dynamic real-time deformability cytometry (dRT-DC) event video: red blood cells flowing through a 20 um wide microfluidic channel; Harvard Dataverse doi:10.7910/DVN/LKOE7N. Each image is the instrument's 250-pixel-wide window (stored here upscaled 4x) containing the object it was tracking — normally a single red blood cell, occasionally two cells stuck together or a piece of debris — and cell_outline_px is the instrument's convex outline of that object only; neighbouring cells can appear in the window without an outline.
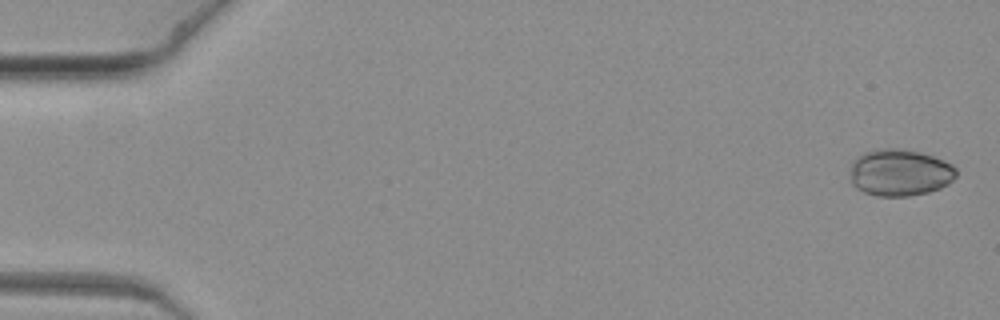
{"species": "common noctule bat (a hibernating species)", "species_latin": "Nyctalus noctula", "temperature_condition": "warm", "stored_images_in_passage": 9, "camera_frame_rate_fps": 3000, "um_per_image_px": 0.085, "animal": {"sex": "female", "body_mass_g": 19.3, "forearm_length_mm": 54.1}, "frame": {"image": 1, "passage_image": 1, "time_ms": 0.0, "image_size_px": [1000, 320], "cell_outline_px": [[956, 176], [948, 184], [940, 188], [928, 192], [908, 196], [876, 196], [864, 192], [856, 188], [852, 184], [852, 160], [856, 156], [864, 152], [880, 148], [896, 148], [920, 152], [944, 160], [952, 164], [956, 168]], "centroid_in_image_um": [76.49, 14.66], "position_along_channel_um": 8.5, "area_um2": 29.02}}
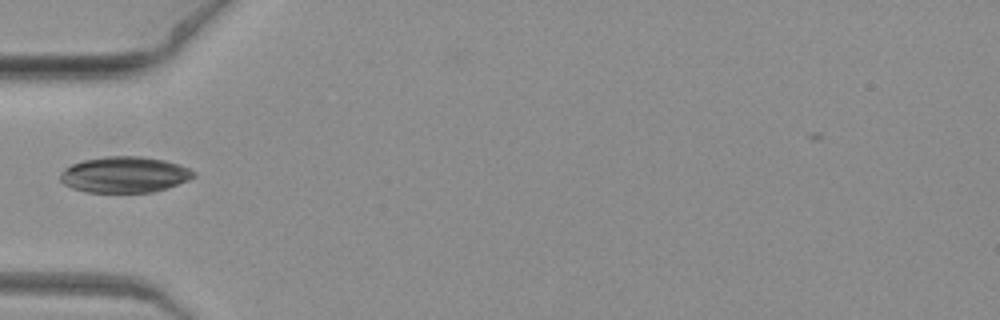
{"frame": {"image": 2, "passage_image": 8, "time_ms": 2.333, "image_size_px": [1000, 320], "cell_outline_px": [[196, 176], [188, 180], [168, 188], [152, 192], [84, 192], [72, 188], [64, 184], [60, 180], [60, 172], [72, 164], [84, 160], [104, 156], [140, 156], [164, 160], [180, 164], [196, 172]], "centroid_in_image_um": [10.6, 14.84], "position_along_channel_um": 74.4, "area_um2": 28.09}}
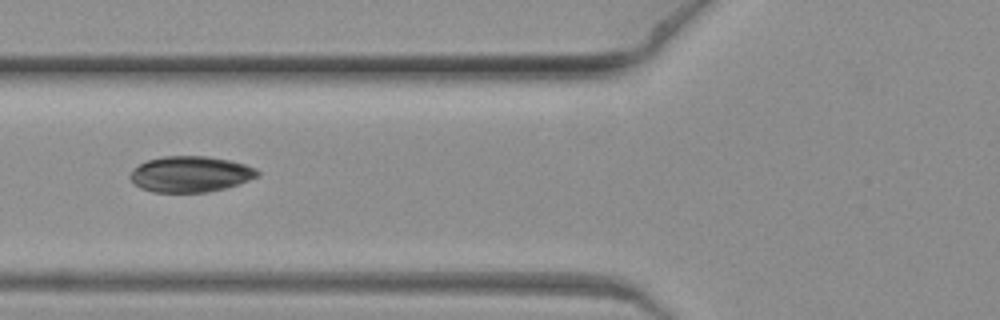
{"frame": {"image": 3, "passage_image": 9, "time_ms": 2.667, "image_size_px": [1000, 320], "cell_outline_px": [[260, 176], [240, 184], [208, 192], [152, 192], [140, 188], [128, 176], [140, 164], [148, 160], [164, 156], [208, 156], [228, 160], [244, 164], [256, 168], [260, 172]], "centroid_in_image_um": [16.23, 14.8], "position_along_channel_um": 109.6, "area_um2": 26.59}}